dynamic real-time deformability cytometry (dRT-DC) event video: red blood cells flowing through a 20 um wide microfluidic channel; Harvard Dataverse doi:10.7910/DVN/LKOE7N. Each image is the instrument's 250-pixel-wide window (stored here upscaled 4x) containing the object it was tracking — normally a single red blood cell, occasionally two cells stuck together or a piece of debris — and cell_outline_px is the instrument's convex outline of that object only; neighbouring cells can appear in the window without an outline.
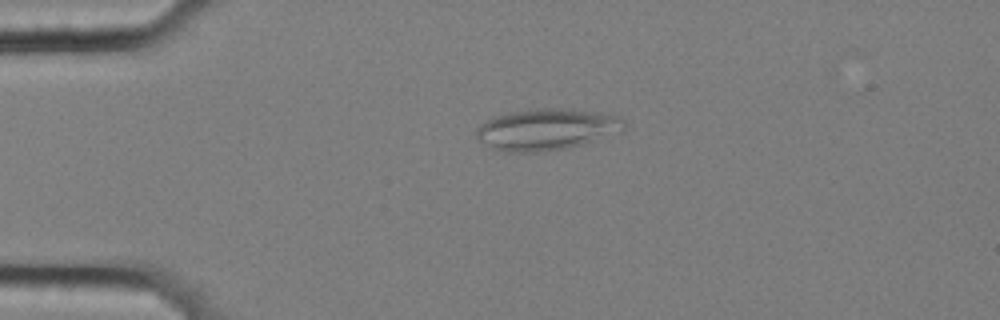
{"species": "common noctule bat (a hibernating species)", "species_latin": "Nyctalus noctula", "temperature_condition": "cold", "stored_images_in_passage": 57, "segment_of_instrument_passage": [1, 2], "camera_frame_rate_fps": 3000, "um_per_image_px": 0.085, "animal": {"sex": "female", "body_mass_g": 25.1}, "frame": {"image": 1, "passage_image": 13, "time_ms": 4.0, "image_size_px": [1000, 320], "cell_outline_px": [[624, 128], [620, 132], [568, 148], [540, 152], [508, 152], [496, 148], [480, 140], [476, 136], [476, 128], [480, 124], [496, 116], [512, 112], [536, 108], [572, 108], [620, 116], [624, 120]], "centroid_in_image_um": [46.5, 10.98], "position_along_channel_um": 38.5, "area_um2": 35.37}}